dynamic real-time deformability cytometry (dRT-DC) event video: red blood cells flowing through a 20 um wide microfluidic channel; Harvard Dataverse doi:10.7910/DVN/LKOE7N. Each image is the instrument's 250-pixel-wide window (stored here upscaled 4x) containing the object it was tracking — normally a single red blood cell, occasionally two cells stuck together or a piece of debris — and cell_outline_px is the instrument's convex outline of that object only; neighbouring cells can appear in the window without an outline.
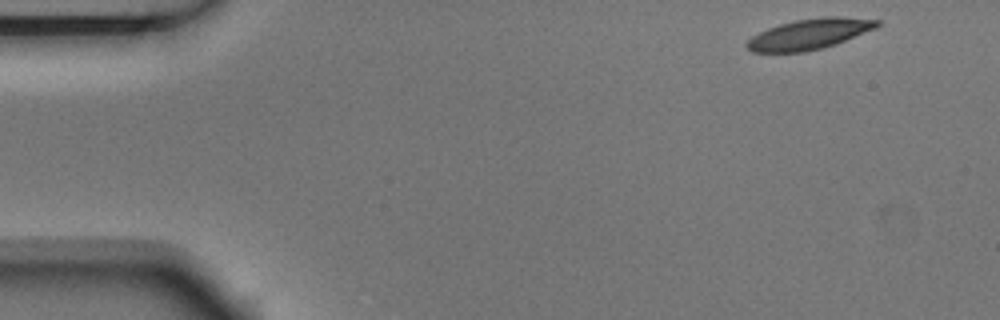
{"species": "Egyptian fruit bat (a non-hibernating species)", "species_latin": "Rousettus aegyptiacus", "temperature_condition": "room temperature", "stored_images_in_passage": 4, "camera_frame_rate_fps": 3000, "um_per_image_px": 0.085, "animal": {"sex": "male"}, "frame": {"image": 1, "passage_image": 1, "time_ms": 0.0, "image_size_px": [1000, 320], "cell_outline_px": [[880, 24], [876, 28], [844, 40], [820, 48], [804, 52], [752, 52], [744, 44], [752, 36], [768, 28], [780, 24], [796, 20], [824, 16], [840, 16], [880, 20]], "centroid_in_image_um": [68.78, 2.88], "position_along_channel_um": 16.2, "area_um2": 22.83}}
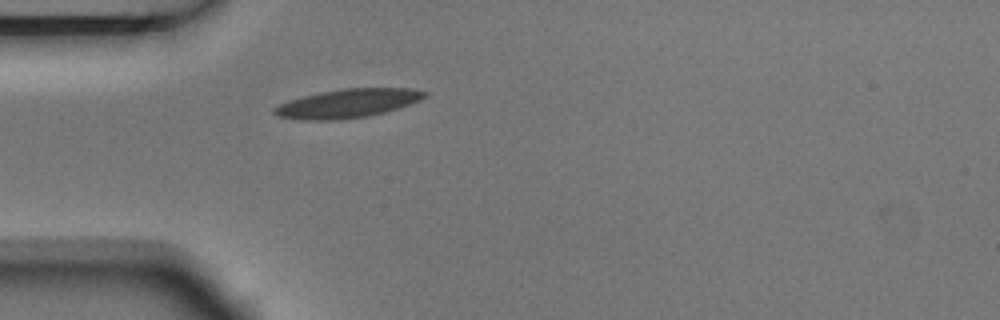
{"frame": {"image": 2, "passage_image": 4, "time_ms": 1.0, "image_size_px": [1000, 320], "cell_outline_px": [[428, 96], [420, 100], [384, 112], [368, 116], [332, 120], [300, 120], [276, 116], [272, 112], [272, 108], [288, 100], [320, 92], [344, 88], [412, 88], [428, 92]], "centroid_in_image_um": [29.52, 8.78], "position_along_channel_um": 55.5, "area_um2": 25.14}}